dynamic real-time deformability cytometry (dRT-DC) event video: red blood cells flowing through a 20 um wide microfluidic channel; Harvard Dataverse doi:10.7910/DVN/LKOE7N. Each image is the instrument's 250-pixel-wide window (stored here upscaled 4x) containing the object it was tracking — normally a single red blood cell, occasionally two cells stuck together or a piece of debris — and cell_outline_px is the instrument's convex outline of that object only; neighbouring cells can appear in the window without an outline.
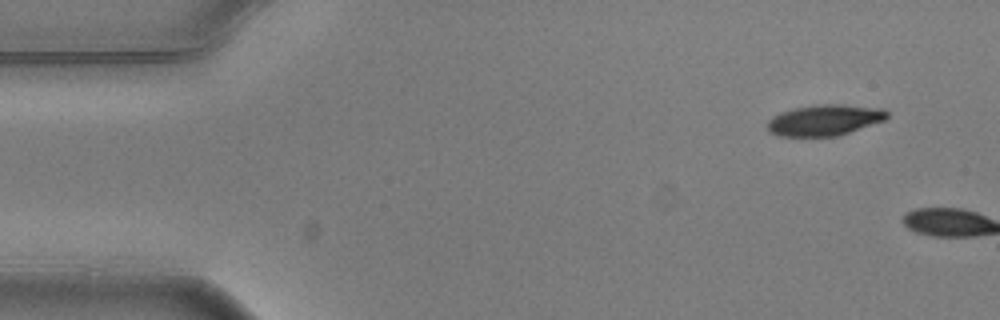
{"species": "common noctule bat (a hibernating species)", "species_latin": "Nyctalus noctula", "temperature_condition": "warm", "stored_images_in_passage": 2, "camera_frame_rate_fps": 3000, "um_per_image_px": 0.085, "animal": {"sex": "male", "body_mass_g": 20.5, "forearm_length_mm": 52.5}, "frame": {"image": 1, "passage_image": 1, "time_ms": 0.0, "image_size_px": [1000, 320], "cell_outline_px": [[888, 116], [884, 120], [836, 136], [780, 136], [768, 132], [768, 120], [772, 116], [780, 112], [792, 108], [816, 104], [844, 104], [884, 108], [888, 112]], "centroid_in_image_um": [70.06, 10.19], "position_along_channel_um": 14.9, "area_um2": 21.68}}